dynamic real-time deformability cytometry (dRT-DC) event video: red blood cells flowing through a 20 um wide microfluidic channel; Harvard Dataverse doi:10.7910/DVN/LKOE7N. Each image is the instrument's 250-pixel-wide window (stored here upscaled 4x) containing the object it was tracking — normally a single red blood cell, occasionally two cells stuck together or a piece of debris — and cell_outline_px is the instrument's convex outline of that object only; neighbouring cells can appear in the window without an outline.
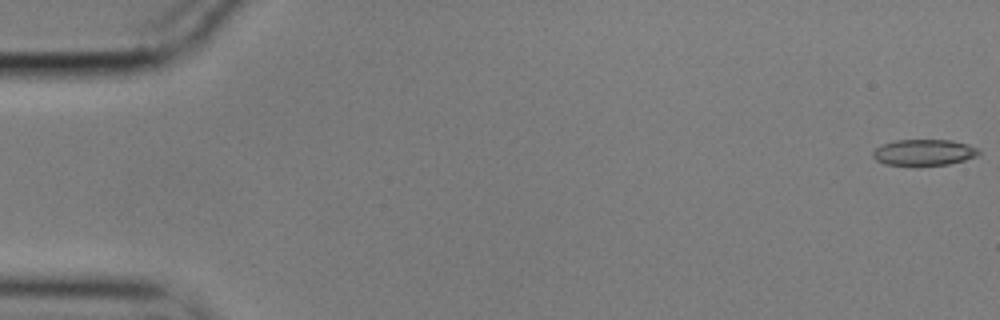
{"species": "common noctule bat (a hibernating species)", "species_latin": "Nyctalus noctula", "temperature_condition": "cold", "stored_images_in_passage": 57, "camera_frame_rate_fps": 3000, "um_per_image_px": 0.085, "animal": {"sex": "male", "body_mass_g": 17.9}, "frame": {"image": 1, "passage_image": 1, "time_ms": 0.0, "image_size_px": [1000, 320], "cell_outline_px": [[980, 152], [976, 156], [964, 160], [948, 164], [884, 164], [876, 160], [872, 156], [872, 152], [876, 148], [884, 144], [896, 140], [952, 140], [968, 144], [976, 148]], "centroid_in_image_um": [78.53, 12.93], "position_along_channel_um": 6.5, "area_um2": 15.72}}
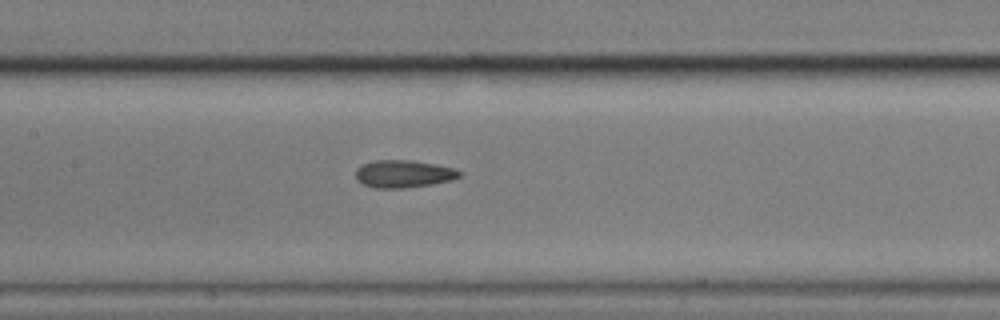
{"frame": {"image": 2, "passage_image": 27, "time_ms": 8.667, "image_size_px": [1000, 320], "cell_outline_px": [[464, 176], [452, 180], [432, 184], [404, 188], [376, 188], [364, 184], [356, 180], [356, 168], [364, 164], [376, 160], [412, 160], [436, 164], [456, 168], [464, 172]], "centroid_in_image_um": [34.38, 14.77], "position_along_channel_um": 173.0, "area_um2": 16.88}}
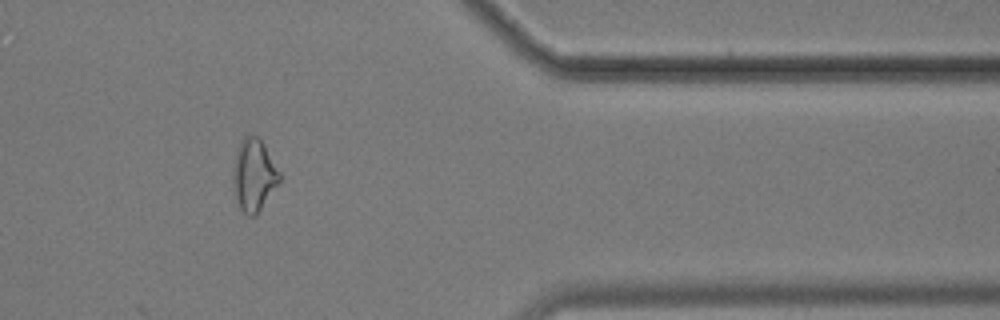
{"frame": {"image": 3, "passage_image": 47, "time_ms": 15.333, "image_size_px": [1000, 320], "cell_outline_px": [[280, 180], [256, 216], [248, 216], [240, 208], [236, 196], [232, 180], [232, 172], [236, 152], [240, 140], [244, 136], [256, 136], [264, 144], [280, 172]], "centroid_in_image_um": [21.56, 14.87], "position_along_channel_um": 389.8, "area_um2": 19.31}, "authors_computed_cell_mechanics": {"area_um2": 16.8776, "velocity_mm_per_s": 3.546, "shape_relaxation_time_tau1_ms": null, "shape_relaxation_time_tau2_ms": 2.6439, "deformation_change_tau1": null, "deformation_change_tau2": 0.1037}}